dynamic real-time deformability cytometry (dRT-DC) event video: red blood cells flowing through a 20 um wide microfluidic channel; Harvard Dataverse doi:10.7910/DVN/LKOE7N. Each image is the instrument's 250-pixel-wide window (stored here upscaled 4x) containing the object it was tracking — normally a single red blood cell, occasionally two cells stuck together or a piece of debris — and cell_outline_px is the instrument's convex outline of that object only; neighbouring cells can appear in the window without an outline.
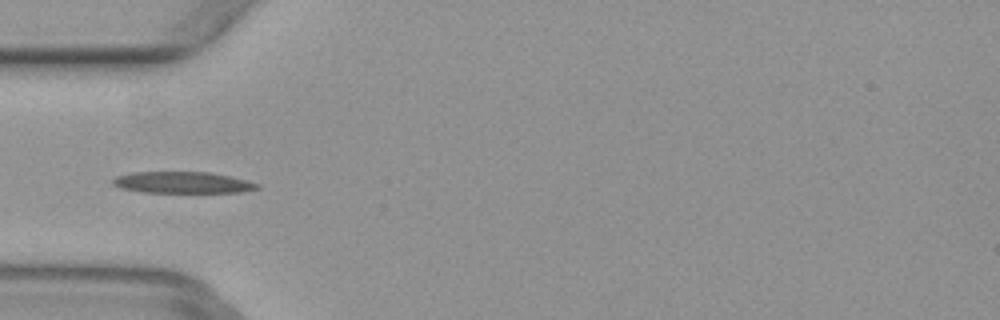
{"species": "common noctule bat (a hibernating species)", "species_latin": "Nyctalus noctula", "temperature_condition": "warm", "stored_images_in_passage": 5, "camera_frame_rate_fps": 3000, "um_per_image_px": 0.085, "animal": {"sex": "female", "body_mass_g": 29.2, "forearm_length_mm": 56.3}, "frame": {"image": 1, "passage_image": 5, "time_ms": 1.333, "image_size_px": [1000, 320], "cell_outline_px": [[260, 188], [240, 192], [140, 192], [120, 188], [112, 184], [112, 180], [116, 176], [132, 172], [212, 172], [260, 184]], "centroid_in_image_um": [15.47, 15.51], "position_along_channel_um": 69.5, "area_um2": 17.98}}